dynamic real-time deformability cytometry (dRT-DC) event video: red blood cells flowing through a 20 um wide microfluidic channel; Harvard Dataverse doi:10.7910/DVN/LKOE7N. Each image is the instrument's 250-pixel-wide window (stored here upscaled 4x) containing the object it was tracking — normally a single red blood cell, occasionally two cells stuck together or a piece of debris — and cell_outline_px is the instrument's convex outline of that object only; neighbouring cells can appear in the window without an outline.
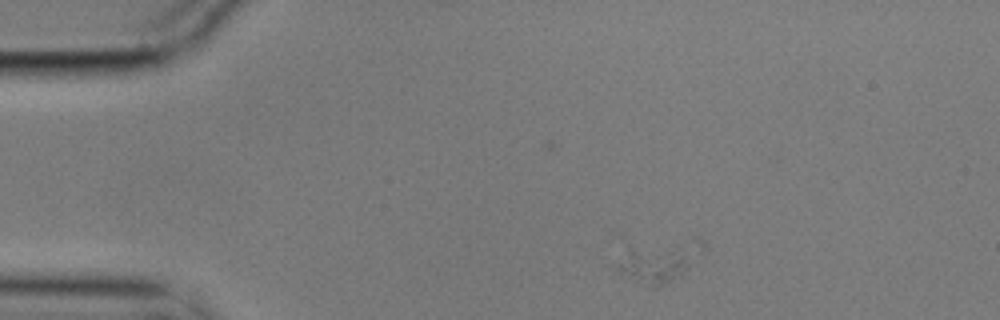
{"species": "common noctule bat (a hibernating species)", "species_latin": "Nyctalus noctula", "temperature_condition": "cold", "stored_images_in_passage": 6, "camera_frame_rate_fps": 3000, "um_per_image_px": 0.085, "animal": {"sex": "male", "body_mass_g": 17.9}, "frame": {"image": 1, "passage_image": 1, "time_ms": 0.0, "image_size_px": [1000, 320], "cell_outline_px": [[688, 256], [680, 272], [664, 284], [656, 288], [620, 272], [612, 268], [632, 252]], "centroid_in_image_um": [55.37, 22.73], "position_along_channel_um": 29.6, "area_um2": 12.02}}
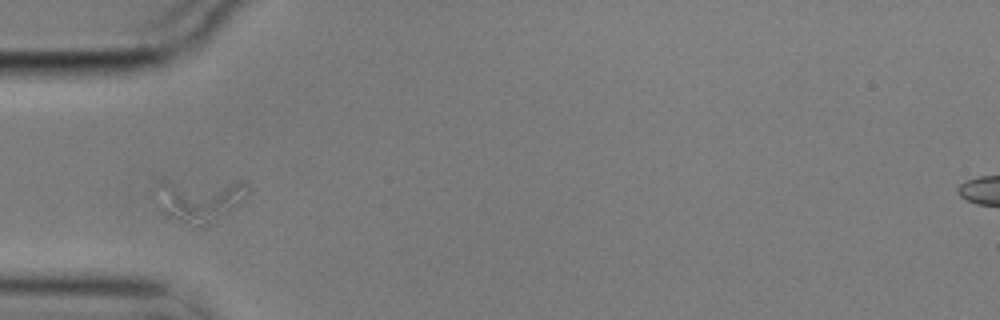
{"frame": {"image": 2, "passage_image": 4, "time_ms": 1.0, "image_size_px": [1000, 320], "cell_outline_px": [[252, 188], [248, 192], [204, 228], [168, 216], [164, 212], [164, 208], [172, 192], [236, 180], [244, 180]], "centroid_in_image_um": [17.43, 17.16], "position_along_channel_um": 67.6, "area_um2": 17.57}}
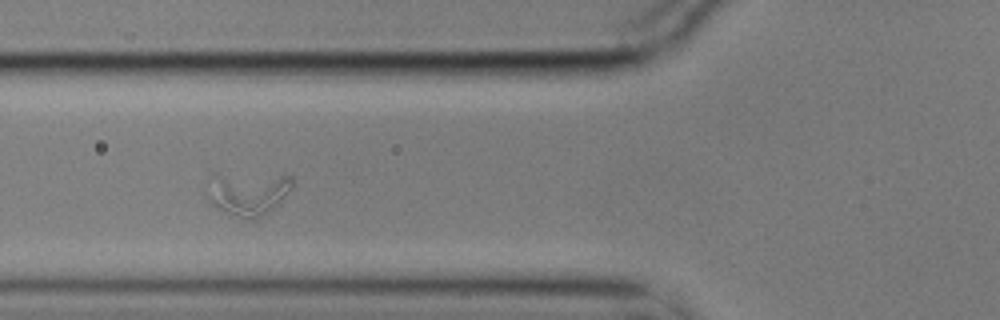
{"frame": {"image": 3, "passage_image": 5, "time_ms": 1.333, "image_size_px": [1000, 320], "cell_outline_px": [[292, 184], [280, 204], [256, 220], [252, 220], [228, 216], [220, 212], [208, 200], [224, 184], [280, 176], [292, 176]], "centroid_in_image_um": [21.36, 16.75], "position_along_channel_um": 104.4, "area_um2": 17.69}}